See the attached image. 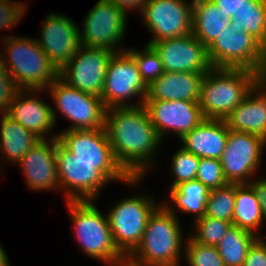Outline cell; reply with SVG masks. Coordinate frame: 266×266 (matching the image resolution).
<instances>
[{
    "label": "cell",
    "instance_id": "obj_1",
    "mask_svg": "<svg viewBox=\"0 0 266 266\" xmlns=\"http://www.w3.org/2000/svg\"><path fill=\"white\" fill-rule=\"evenodd\" d=\"M105 129L117 163L130 177H144L154 168L163 141L144 105L107 109Z\"/></svg>",
    "mask_w": 266,
    "mask_h": 266
},
{
    "label": "cell",
    "instance_id": "obj_2",
    "mask_svg": "<svg viewBox=\"0 0 266 266\" xmlns=\"http://www.w3.org/2000/svg\"><path fill=\"white\" fill-rule=\"evenodd\" d=\"M56 161L60 191L65 194L66 201H95L112 181L134 187L143 181V177H130L117 162L81 161L59 139Z\"/></svg>",
    "mask_w": 266,
    "mask_h": 266
},
{
    "label": "cell",
    "instance_id": "obj_3",
    "mask_svg": "<svg viewBox=\"0 0 266 266\" xmlns=\"http://www.w3.org/2000/svg\"><path fill=\"white\" fill-rule=\"evenodd\" d=\"M263 78L242 68H212L200 85L198 101L205 119H225Z\"/></svg>",
    "mask_w": 266,
    "mask_h": 266
},
{
    "label": "cell",
    "instance_id": "obj_4",
    "mask_svg": "<svg viewBox=\"0 0 266 266\" xmlns=\"http://www.w3.org/2000/svg\"><path fill=\"white\" fill-rule=\"evenodd\" d=\"M179 221L160 203L150 214L141 242L130 255L150 266H181L185 242Z\"/></svg>",
    "mask_w": 266,
    "mask_h": 266
},
{
    "label": "cell",
    "instance_id": "obj_5",
    "mask_svg": "<svg viewBox=\"0 0 266 266\" xmlns=\"http://www.w3.org/2000/svg\"><path fill=\"white\" fill-rule=\"evenodd\" d=\"M0 40L6 51L0 52V59L21 90L46 91L59 77V71L49 61L36 38L7 34Z\"/></svg>",
    "mask_w": 266,
    "mask_h": 266
},
{
    "label": "cell",
    "instance_id": "obj_6",
    "mask_svg": "<svg viewBox=\"0 0 266 266\" xmlns=\"http://www.w3.org/2000/svg\"><path fill=\"white\" fill-rule=\"evenodd\" d=\"M66 202L74 238L83 252L107 266L119 258L122 254L113 242L107 214L100 212L93 200Z\"/></svg>",
    "mask_w": 266,
    "mask_h": 266
},
{
    "label": "cell",
    "instance_id": "obj_7",
    "mask_svg": "<svg viewBox=\"0 0 266 266\" xmlns=\"http://www.w3.org/2000/svg\"><path fill=\"white\" fill-rule=\"evenodd\" d=\"M55 104L52 115L57 123V112L71 123L68 130H94L105 128L106 110L101 97L69 86L58 77L46 90Z\"/></svg>",
    "mask_w": 266,
    "mask_h": 266
},
{
    "label": "cell",
    "instance_id": "obj_8",
    "mask_svg": "<svg viewBox=\"0 0 266 266\" xmlns=\"http://www.w3.org/2000/svg\"><path fill=\"white\" fill-rule=\"evenodd\" d=\"M214 68H242L266 78V48L251 34L234 29L230 23L207 48Z\"/></svg>",
    "mask_w": 266,
    "mask_h": 266
},
{
    "label": "cell",
    "instance_id": "obj_9",
    "mask_svg": "<svg viewBox=\"0 0 266 266\" xmlns=\"http://www.w3.org/2000/svg\"><path fill=\"white\" fill-rule=\"evenodd\" d=\"M149 194L119 200L106 213L111 235L122 255H130L140 244L150 214L160 204Z\"/></svg>",
    "mask_w": 266,
    "mask_h": 266
},
{
    "label": "cell",
    "instance_id": "obj_10",
    "mask_svg": "<svg viewBox=\"0 0 266 266\" xmlns=\"http://www.w3.org/2000/svg\"><path fill=\"white\" fill-rule=\"evenodd\" d=\"M148 91L134 58L125 50L110 58L101 98L107 109L143 105ZM139 97V101L131 102ZM131 102V103H130Z\"/></svg>",
    "mask_w": 266,
    "mask_h": 266
},
{
    "label": "cell",
    "instance_id": "obj_11",
    "mask_svg": "<svg viewBox=\"0 0 266 266\" xmlns=\"http://www.w3.org/2000/svg\"><path fill=\"white\" fill-rule=\"evenodd\" d=\"M128 15L110 0H98L79 29L82 46L102 48L118 53L126 36ZM120 48H119V47Z\"/></svg>",
    "mask_w": 266,
    "mask_h": 266
},
{
    "label": "cell",
    "instance_id": "obj_12",
    "mask_svg": "<svg viewBox=\"0 0 266 266\" xmlns=\"http://www.w3.org/2000/svg\"><path fill=\"white\" fill-rule=\"evenodd\" d=\"M265 147L266 140L258 135L229 129L220 157L228 183L248 184L260 171Z\"/></svg>",
    "mask_w": 266,
    "mask_h": 266
},
{
    "label": "cell",
    "instance_id": "obj_13",
    "mask_svg": "<svg viewBox=\"0 0 266 266\" xmlns=\"http://www.w3.org/2000/svg\"><path fill=\"white\" fill-rule=\"evenodd\" d=\"M193 0H148L140 16L152 33L146 45L192 33Z\"/></svg>",
    "mask_w": 266,
    "mask_h": 266
},
{
    "label": "cell",
    "instance_id": "obj_14",
    "mask_svg": "<svg viewBox=\"0 0 266 266\" xmlns=\"http://www.w3.org/2000/svg\"><path fill=\"white\" fill-rule=\"evenodd\" d=\"M113 54L110 50L81 45L59 71V77L71 87L101 97L107 65Z\"/></svg>",
    "mask_w": 266,
    "mask_h": 266
},
{
    "label": "cell",
    "instance_id": "obj_15",
    "mask_svg": "<svg viewBox=\"0 0 266 266\" xmlns=\"http://www.w3.org/2000/svg\"><path fill=\"white\" fill-rule=\"evenodd\" d=\"M150 121L164 142L169 131L182 139L205 120L198 102L185 100H144Z\"/></svg>",
    "mask_w": 266,
    "mask_h": 266
},
{
    "label": "cell",
    "instance_id": "obj_16",
    "mask_svg": "<svg viewBox=\"0 0 266 266\" xmlns=\"http://www.w3.org/2000/svg\"><path fill=\"white\" fill-rule=\"evenodd\" d=\"M42 23L40 38L36 40L49 61L60 71L81 46L80 28L68 16L57 13H48Z\"/></svg>",
    "mask_w": 266,
    "mask_h": 266
},
{
    "label": "cell",
    "instance_id": "obj_17",
    "mask_svg": "<svg viewBox=\"0 0 266 266\" xmlns=\"http://www.w3.org/2000/svg\"><path fill=\"white\" fill-rule=\"evenodd\" d=\"M159 55L166 72L206 73L213 67L207 48L192 33L150 45Z\"/></svg>",
    "mask_w": 266,
    "mask_h": 266
},
{
    "label": "cell",
    "instance_id": "obj_18",
    "mask_svg": "<svg viewBox=\"0 0 266 266\" xmlns=\"http://www.w3.org/2000/svg\"><path fill=\"white\" fill-rule=\"evenodd\" d=\"M58 139L39 140L16 164L33 191H60L56 147Z\"/></svg>",
    "mask_w": 266,
    "mask_h": 266
},
{
    "label": "cell",
    "instance_id": "obj_19",
    "mask_svg": "<svg viewBox=\"0 0 266 266\" xmlns=\"http://www.w3.org/2000/svg\"><path fill=\"white\" fill-rule=\"evenodd\" d=\"M44 92L45 90H21L12 100L6 114L40 140L58 139L59 133L49 135L57 125L52 115L53 107L38 97Z\"/></svg>",
    "mask_w": 266,
    "mask_h": 266
},
{
    "label": "cell",
    "instance_id": "obj_20",
    "mask_svg": "<svg viewBox=\"0 0 266 266\" xmlns=\"http://www.w3.org/2000/svg\"><path fill=\"white\" fill-rule=\"evenodd\" d=\"M230 130L256 134L266 140V78L224 119Z\"/></svg>",
    "mask_w": 266,
    "mask_h": 266
},
{
    "label": "cell",
    "instance_id": "obj_21",
    "mask_svg": "<svg viewBox=\"0 0 266 266\" xmlns=\"http://www.w3.org/2000/svg\"><path fill=\"white\" fill-rule=\"evenodd\" d=\"M58 133L59 141L81 161L117 162L105 128L68 130Z\"/></svg>",
    "mask_w": 266,
    "mask_h": 266
},
{
    "label": "cell",
    "instance_id": "obj_22",
    "mask_svg": "<svg viewBox=\"0 0 266 266\" xmlns=\"http://www.w3.org/2000/svg\"><path fill=\"white\" fill-rule=\"evenodd\" d=\"M228 131L224 119H205L180 140L186 151L199 158L220 159Z\"/></svg>",
    "mask_w": 266,
    "mask_h": 266
},
{
    "label": "cell",
    "instance_id": "obj_23",
    "mask_svg": "<svg viewBox=\"0 0 266 266\" xmlns=\"http://www.w3.org/2000/svg\"><path fill=\"white\" fill-rule=\"evenodd\" d=\"M204 74L165 71L148 86L145 100L198 102L200 99V85Z\"/></svg>",
    "mask_w": 266,
    "mask_h": 266
},
{
    "label": "cell",
    "instance_id": "obj_24",
    "mask_svg": "<svg viewBox=\"0 0 266 266\" xmlns=\"http://www.w3.org/2000/svg\"><path fill=\"white\" fill-rule=\"evenodd\" d=\"M0 118V158L15 165L40 139L6 113Z\"/></svg>",
    "mask_w": 266,
    "mask_h": 266
},
{
    "label": "cell",
    "instance_id": "obj_25",
    "mask_svg": "<svg viewBox=\"0 0 266 266\" xmlns=\"http://www.w3.org/2000/svg\"><path fill=\"white\" fill-rule=\"evenodd\" d=\"M169 190L170 199L167 203L164 201L163 204L175 216L179 215L177 212L193 214V221L205 216L211 190L200 181H186Z\"/></svg>",
    "mask_w": 266,
    "mask_h": 266
},
{
    "label": "cell",
    "instance_id": "obj_26",
    "mask_svg": "<svg viewBox=\"0 0 266 266\" xmlns=\"http://www.w3.org/2000/svg\"><path fill=\"white\" fill-rule=\"evenodd\" d=\"M229 20L212 0H193L192 34L208 48L220 35Z\"/></svg>",
    "mask_w": 266,
    "mask_h": 266
},
{
    "label": "cell",
    "instance_id": "obj_27",
    "mask_svg": "<svg viewBox=\"0 0 266 266\" xmlns=\"http://www.w3.org/2000/svg\"><path fill=\"white\" fill-rule=\"evenodd\" d=\"M263 222L261 207L253 188L249 184L236 183L232 224L261 237L259 228L264 225Z\"/></svg>",
    "mask_w": 266,
    "mask_h": 266
},
{
    "label": "cell",
    "instance_id": "obj_28",
    "mask_svg": "<svg viewBox=\"0 0 266 266\" xmlns=\"http://www.w3.org/2000/svg\"><path fill=\"white\" fill-rule=\"evenodd\" d=\"M258 237L232 225L217 247L225 266H243L247 253Z\"/></svg>",
    "mask_w": 266,
    "mask_h": 266
},
{
    "label": "cell",
    "instance_id": "obj_29",
    "mask_svg": "<svg viewBox=\"0 0 266 266\" xmlns=\"http://www.w3.org/2000/svg\"><path fill=\"white\" fill-rule=\"evenodd\" d=\"M229 23L254 36L266 48V0H252Z\"/></svg>",
    "mask_w": 266,
    "mask_h": 266
},
{
    "label": "cell",
    "instance_id": "obj_30",
    "mask_svg": "<svg viewBox=\"0 0 266 266\" xmlns=\"http://www.w3.org/2000/svg\"><path fill=\"white\" fill-rule=\"evenodd\" d=\"M236 183L212 189L209 194L205 216L232 223L235 206Z\"/></svg>",
    "mask_w": 266,
    "mask_h": 266
},
{
    "label": "cell",
    "instance_id": "obj_31",
    "mask_svg": "<svg viewBox=\"0 0 266 266\" xmlns=\"http://www.w3.org/2000/svg\"><path fill=\"white\" fill-rule=\"evenodd\" d=\"M232 225L228 221L203 216L193 221L190 237L196 242L216 247Z\"/></svg>",
    "mask_w": 266,
    "mask_h": 266
},
{
    "label": "cell",
    "instance_id": "obj_32",
    "mask_svg": "<svg viewBox=\"0 0 266 266\" xmlns=\"http://www.w3.org/2000/svg\"><path fill=\"white\" fill-rule=\"evenodd\" d=\"M126 51L134 58L141 78L147 86L165 72L159 55L151 46L145 45L140 50L132 47L127 48Z\"/></svg>",
    "mask_w": 266,
    "mask_h": 266
},
{
    "label": "cell",
    "instance_id": "obj_33",
    "mask_svg": "<svg viewBox=\"0 0 266 266\" xmlns=\"http://www.w3.org/2000/svg\"><path fill=\"white\" fill-rule=\"evenodd\" d=\"M200 158L186 151L182 146L174 153L171 159V175L174 178L170 189L180 183L196 180Z\"/></svg>",
    "mask_w": 266,
    "mask_h": 266
},
{
    "label": "cell",
    "instance_id": "obj_34",
    "mask_svg": "<svg viewBox=\"0 0 266 266\" xmlns=\"http://www.w3.org/2000/svg\"><path fill=\"white\" fill-rule=\"evenodd\" d=\"M186 240L184 256L188 266H225L217 247L196 242L190 236Z\"/></svg>",
    "mask_w": 266,
    "mask_h": 266
},
{
    "label": "cell",
    "instance_id": "obj_35",
    "mask_svg": "<svg viewBox=\"0 0 266 266\" xmlns=\"http://www.w3.org/2000/svg\"><path fill=\"white\" fill-rule=\"evenodd\" d=\"M196 180L204 184L209 190L228 184L220 159L200 158Z\"/></svg>",
    "mask_w": 266,
    "mask_h": 266
},
{
    "label": "cell",
    "instance_id": "obj_36",
    "mask_svg": "<svg viewBox=\"0 0 266 266\" xmlns=\"http://www.w3.org/2000/svg\"><path fill=\"white\" fill-rule=\"evenodd\" d=\"M27 3L13 0H0V30L11 29L19 25V21L25 17L28 11Z\"/></svg>",
    "mask_w": 266,
    "mask_h": 266
},
{
    "label": "cell",
    "instance_id": "obj_37",
    "mask_svg": "<svg viewBox=\"0 0 266 266\" xmlns=\"http://www.w3.org/2000/svg\"><path fill=\"white\" fill-rule=\"evenodd\" d=\"M21 91L0 59V114L7 113L12 100Z\"/></svg>",
    "mask_w": 266,
    "mask_h": 266
},
{
    "label": "cell",
    "instance_id": "obj_38",
    "mask_svg": "<svg viewBox=\"0 0 266 266\" xmlns=\"http://www.w3.org/2000/svg\"><path fill=\"white\" fill-rule=\"evenodd\" d=\"M243 266H266V243L260 237L249 248Z\"/></svg>",
    "mask_w": 266,
    "mask_h": 266
},
{
    "label": "cell",
    "instance_id": "obj_39",
    "mask_svg": "<svg viewBox=\"0 0 266 266\" xmlns=\"http://www.w3.org/2000/svg\"><path fill=\"white\" fill-rule=\"evenodd\" d=\"M221 10L223 18L231 20L238 16L242 9L252 0H212Z\"/></svg>",
    "mask_w": 266,
    "mask_h": 266
},
{
    "label": "cell",
    "instance_id": "obj_40",
    "mask_svg": "<svg viewBox=\"0 0 266 266\" xmlns=\"http://www.w3.org/2000/svg\"><path fill=\"white\" fill-rule=\"evenodd\" d=\"M254 190L256 197L258 198L263 219L266 221V178H253L248 183Z\"/></svg>",
    "mask_w": 266,
    "mask_h": 266
},
{
    "label": "cell",
    "instance_id": "obj_41",
    "mask_svg": "<svg viewBox=\"0 0 266 266\" xmlns=\"http://www.w3.org/2000/svg\"><path fill=\"white\" fill-rule=\"evenodd\" d=\"M113 2L119 9H122L126 14L134 9L139 13L142 12L145 4L148 0H110ZM131 9V10H130Z\"/></svg>",
    "mask_w": 266,
    "mask_h": 266
},
{
    "label": "cell",
    "instance_id": "obj_42",
    "mask_svg": "<svg viewBox=\"0 0 266 266\" xmlns=\"http://www.w3.org/2000/svg\"><path fill=\"white\" fill-rule=\"evenodd\" d=\"M110 266H150L144 262L138 261L131 255H121L119 258L114 259Z\"/></svg>",
    "mask_w": 266,
    "mask_h": 266
},
{
    "label": "cell",
    "instance_id": "obj_43",
    "mask_svg": "<svg viewBox=\"0 0 266 266\" xmlns=\"http://www.w3.org/2000/svg\"><path fill=\"white\" fill-rule=\"evenodd\" d=\"M0 266H11L8 255L0 243Z\"/></svg>",
    "mask_w": 266,
    "mask_h": 266
},
{
    "label": "cell",
    "instance_id": "obj_44",
    "mask_svg": "<svg viewBox=\"0 0 266 266\" xmlns=\"http://www.w3.org/2000/svg\"><path fill=\"white\" fill-rule=\"evenodd\" d=\"M260 238L266 243V240H264L265 238H263V236H261Z\"/></svg>",
    "mask_w": 266,
    "mask_h": 266
}]
</instances>
